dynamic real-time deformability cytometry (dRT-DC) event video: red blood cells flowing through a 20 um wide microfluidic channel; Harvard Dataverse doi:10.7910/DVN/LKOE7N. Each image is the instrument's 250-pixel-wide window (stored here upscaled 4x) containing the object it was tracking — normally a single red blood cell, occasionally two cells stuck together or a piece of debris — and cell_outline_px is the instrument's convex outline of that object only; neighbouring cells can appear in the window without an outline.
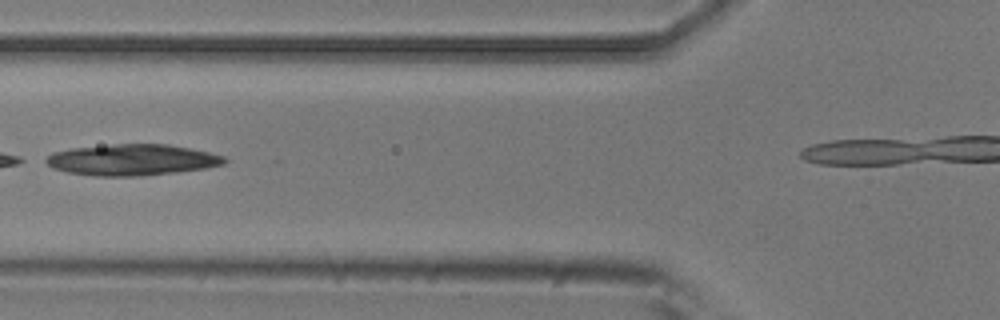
{"species": "common noctule bat (a hibernating species)", "species_latin": "Nyctalus noctula", "temperature_condition": "room temperature", "stored_images_in_passage": 7, "segment_of_instrument_passage": [1, 2], "camera_frame_rate_fps": 3000, "um_per_image_px": 0.085, "animal": {"sex": "male", "body_mass_g": 20.5, "forearm_length_mm": 52.5}, "frame": {"image": 1, "passage_image": 5, "time_ms": 1.333, "image_size_px": [1000, 320], "cell_outline_px": [[228, 160], [224, 164], [204, 168], [176, 172], [140, 176], [96, 176], [68, 172], [52, 168], [40, 160], [52, 152], [72, 148], [112, 144], [168, 144], [208, 152], [224, 156]], "centroid_in_image_um": [11.15, 13.58], "position_along_channel_um": 114.6, "area_um2": 32.54}}
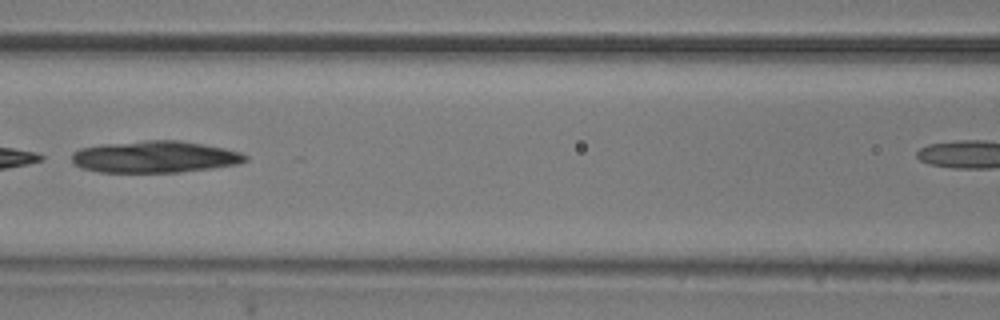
{"frame": {"image": 2, "passage_image": 6, "time_ms": 1.667, "image_size_px": [1000, 320], "cell_outline_px": [[248, 160], [240, 164], [212, 168], [180, 172], [100, 172], [80, 168], [72, 164], [72, 152], [80, 148], [100, 144], [144, 140], [180, 140], [204, 144], [224, 148], [240, 152], [248, 156]], "centroid_in_image_um": [13.15, 13.33], "position_along_channel_um": 153.5, "area_um2": 32.54}}